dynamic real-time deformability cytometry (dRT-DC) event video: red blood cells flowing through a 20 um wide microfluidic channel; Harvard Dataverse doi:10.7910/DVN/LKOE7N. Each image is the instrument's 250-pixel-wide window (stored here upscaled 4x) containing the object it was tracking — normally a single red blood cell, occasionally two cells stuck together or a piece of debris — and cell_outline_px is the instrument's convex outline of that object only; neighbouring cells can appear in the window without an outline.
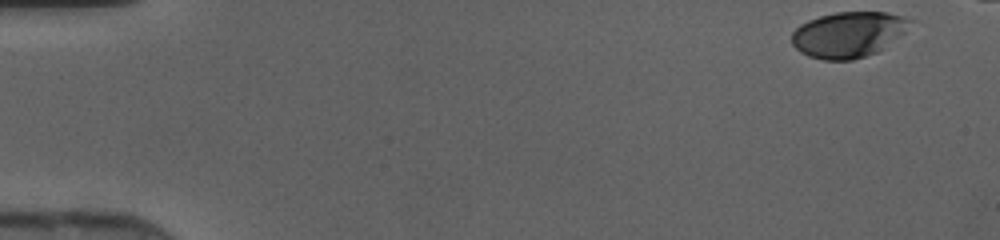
{"species": "human", "species_latin": "Homo sapiens", "temperature_condition": "cold", "stored_images_in_passage": 41, "camera_frame_rate_fps": 3000, "um_per_image_px": 0.085, "donor": {"sex": "female"}, "frame": {"image": 1, "passage_image": 1, "time_ms": 0.0, "image_size_px": [1000, 240], "cell_outline_px": [[916, 20], [904, 32], [876, 52], [852, 60], [824, 60], [808, 56], [800, 52], [792, 44], [792, 32], [800, 24], [808, 20], [820, 16], [836, 12], [888, 12], [904, 16]], "centroid_in_image_um": [72.11, 2.92], "position_along_channel_um": 12.9, "area_um2": 31.44}}
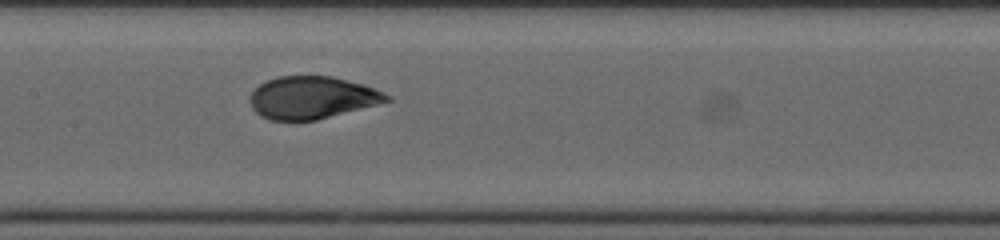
{"frame": {"image": 2, "passage_image": 22, "time_ms": 7.0, "image_size_px": [1000, 240], "cell_outline_px": [[392, 100], [316, 120], [268, 120], [260, 116], [252, 108], [252, 92], [260, 84], [276, 76], [332, 76], [364, 84], [392, 96]], "centroid_in_image_um": [26.54, 8.29], "position_along_channel_um": 180.9, "area_um2": 33.52}}
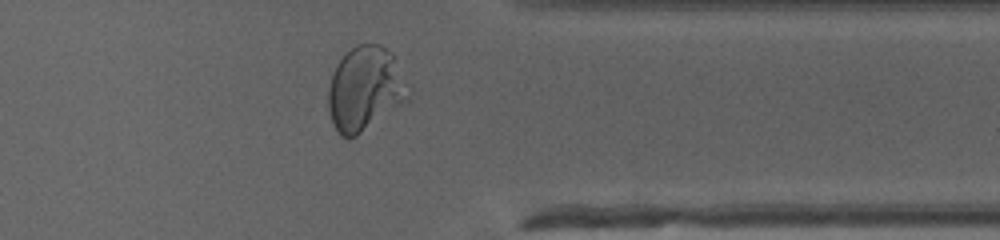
{"frame": {"image": 3, "passage_image": 36, "time_ms": 11.667, "image_size_px": [1000, 240], "cell_outline_px": [[412, 88], [408, 100], [356, 136], [340, 136], [332, 124], [328, 112], [328, 88], [336, 64], [356, 44], [380, 44], [392, 52]], "centroid_in_image_um": [31.06, 7.54], "position_along_channel_um": 380.3, "area_um2": 39.59}}